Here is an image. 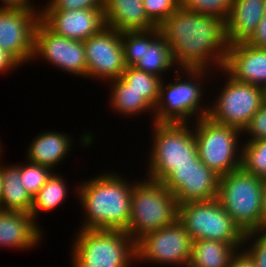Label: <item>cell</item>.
Listing matches in <instances>:
<instances>
[{"label":"cell","mask_w":266,"mask_h":267,"mask_svg":"<svg viewBox=\"0 0 266 267\" xmlns=\"http://www.w3.org/2000/svg\"><path fill=\"white\" fill-rule=\"evenodd\" d=\"M229 267H256L254 261L251 257L245 252H237L231 260Z\"/></svg>","instance_id":"8d00e7d4"},{"label":"cell","mask_w":266,"mask_h":267,"mask_svg":"<svg viewBox=\"0 0 266 267\" xmlns=\"http://www.w3.org/2000/svg\"><path fill=\"white\" fill-rule=\"evenodd\" d=\"M251 135L249 141L265 140L266 139V104L263 103L260 109L252 116L246 128L242 133Z\"/></svg>","instance_id":"836d02e7"},{"label":"cell","mask_w":266,"mask_h":267,"mask_svg":"<svg viewBox=\"0 0 266 267\" xmlns=\"http://www.w3.org/2000/svg\"><path fill=\"white\" fill-rule=\"evenodd\" d=\"M30 213L0 210V247L28 249L41 241L42 232Z\"/></svg>","instance_id":"d6986e66"},{"label":"cell","mask_w":266,"mask_h":267,"mask_svg":"<svg viewBox=\"0 0 266 267\" xmlns=\"http://www.w3.org/2000/svg\"><path fill=\"white\" fill-rule=\"evenodd\" d=\"M40 20L55 34L79 41L106 27L104 9L41 11Z\"/></svg>","instance_id":"e0dca14e"},{"label":"cell","mask_w":266,"mask_h":267,"mask_svg":"<svg viewBox=\"0 0 266 267\" xmlns=\"http://www.w3.org/2000/svg\"><path fill=\"white\" fill-rule=\"evenodd\" d=\"M152 152L147 178L161 181L171 170L192 165L198 157L196 140L188 123L153 122Z\"/></svg>","instance_id":"8992f818"},{"label":"cell","mask_w":266,"mask_h":267,"mask_svg":"<svg viewBox=\"0 0 266 267\" xmlns=\"http://www.w3.org/2000/svg\"><path fill=\"white\" fill-rule=\"evenodd\" d=\"M21 64L7 51L0 48V73L17 68Z\"/></svg>","instance_id":"d590c367"},{"label":"cell","mask_w":266,"mask_h":267,"mask_svg":"<svg viewBox=\"0 0 266 267\" xmlns=\"http://www.w3.org/2000/svg\"><path fill=\"white\" fill-rule=\"evenodd\" d=\"M126 67L150 73L161 78L162 73L175 64L172 51L159 27L149 31L121 33Z\"/></svg>","instance_id":"8fae6325"},{"label":"cell","mask_w":266,"mask_h":267,"mask_svg":"<svg viewBox=\"0 0 266 267\" xmlns=\"http://www.w3.org/2000/svg\"><path fill=\"white\" fill-rule=\"evenodd\" d=\"M265 15V0H233L225 22L228 45L248 43Z\"/></svg>","instance_id":"ffe728a7"},{"label":"cell","mask_w":266,"mask_h":267,"mask_svg":"<svg viewBox=\"0 0 266 267\" xmlns=\"http://www.w3.org/2000/svg\"><path fill=\"white\" fill-rule=\"evenodd\" d=\"M159 29L180 69L208 70V66L214 63L217 69H223L228 43L225 21L221 18L180 6Z\"/></svg>","instance_id":"6da1fadb"},{"label":"cell","mask_w":266,"mask_h":267,"mask_svg":"<svg viewBox=\"0 0 266 267\" xmlns=\"http://www.w3.org/2000/svg\"><path fill=\"white\" fill-rule=\"evenodd\" d=\"M112 81L111 106L120 114L126 116L139 115L141 112H148L153 109L141 98V95L135 92L130 86L121 78ZM148 110V111H147Z\"/></svg>","instance_id":"d4e9b609"},{"label":"cell","mask_w":266,"mask_h":267,"mask_svg":"<svg viewBox=\"0 0 266 267\" xmlns=\"http://www.w3.org/2000/svg\"><path fill=\"white\" fill-rule=\"evenodd\" d=\"M196 121L197 127L193 132L201 161L218 176L240 169L242 151L238 137L241 131L216 123L208 116Z\"/></svg>","instance_id":"9c48e42d"},{"label":"cell","mask_w":266,"mask_h":267,"mask_svg":"<svg viewBox=\"0 0 266 267\" xmlns=\"http://www.w3.org/2000/svg\"><path fill=\"white\" fill-rule=\"evenodd\" d=\"M148 179V180H147ZM134 183L130 220L126 232L137 243L142 237L178 218L177 200L160 181L147 178Z\"/></svg>","instance_id":"3957f363"},{"label":"cell","mask_w":266,"mask_h":267,"mask_svg":"<svg viewBox=\"0 0 266 267\" xmlns=\"http://www.w3.org/2000/svg\"><path fill=\"white\" fill-rule=\"evenodd\" d=\"M248 44L257 48H266V15L257 25L256 32Z\"/></svg>","instance_id":"e575fe53"},{"label":"cell","mask_w":266,"mask_h":267,"mask_svg":"<svg viewBox=\"0 0 266 267\" xmlns=\"http://www.w3.org/2000/svg\"><path fill=\"white\" fill-rule=\"evenodd\" d=\"M261 230L266 231V178H263V202L261 214Z\"/></svg>","instance_id":"f35d334b"},{"label":"cell","mask_w":266,"mask_h":267,"mask_svg":"<svg viewBox=\"0 0 266 267\" xmlns=\"http://www.w3.org/2000/svg\"><path fill=\"white\" fill-rule=\"evenodd\" d=\"M38 55L70 74L86 77L87 63L83 41L57 35L41 20L35 28L32 59Z\"/></svg>","instance_id":"9a60e30c"},{"label":"cell","mask_w":266,"mask_h":267,"mask_svg":"<svg viewBox=\"0 0 266 267\" xmlns=\"http://www.w3.org/2000/svg\"><path fill=\"white\" fill-rule=\"evenodd\" d=\"M40 11L0 8V48L21 65L32 60L34 36Z\"/></svg>","instance_id":"2e32d148"},{"label":"cell","mask_w":266,"mask_h":267,"mask_svg":"<svg viewBox=\"0 0 266 267\" xmlns=\"http://www.w3.org/2000/svg\"><path fill=\"white\" fill-rule=\"evenodd\" d=\"M254 237L258 238L252 241L251 239ZM247 240H251L252 243H246ZM244 243L246 245L250 244V247H247L244 251L251 257L256 267H266V231L257 230L246 233Z\"/></svg>","instance_id":"1f68e13d"},{"label":"cell","mask_w":266,"mask_h":267,"mask_svg":"<svg viewBox=\"0 0 266 267\" xmlns=\"http://www.w3.org/2000/svg\"><path fill=\"white\" fill-rule=\"evenodd\" d=\"M28 148V162L39 164L52 169L68 154L71 150V139L68 134L58 132H42L32 140ZM65 156V157H64Z\"/></svg>","instance_id":"7402d4cb"},{"label":"cell","mask_w":266,"mask_h":267,"mask_svg":"<svg viewBox=\"0 0 266 267\" xmlns=\"http://www.w3.org/2000/svg\"><path fill=\"white\" fill-rule=\"evenodd\" d=\"M177 220L196 239L244 244L245 234L222 207L217 198L178 205Z\"/></svg>","instance_id":"ba28073f"},{"label":"cell","mask_w":266,"mask_h":267,"mask_svg":"<svg viewBox=\"0 0 266 267\" xmlns=\"http://www.w3.org/2000/svg\"><path fill=\"white\" fill-rule=\"evenodd\" d=\"M224 86L207 116L242 132L263 104L262 87L236 81L230 76Z\"/></svg>","instance_id":"30bf717a"},{"label":"cell","mask_w":266,"mask_h":267,"mask_svg":"<svg viewBox=\"0 0 266 267\" xmlns=\"http://www.w3.org/2000/svg\"><path fill=\"white\" fill-rule=\"evenodd\" d=\"M105 0H50L41 11H69L80 9H104Z\"/></svg>","instance_id":"d6a6232c"},{"label":"cell","mask_w":266,"mask_h":267,"mask_svg":"<svg viewBox=\"0 0 266 267\" xmlns=\"http://www.w3.org/2000/svg\"><path fill=\"white\" fill-rule=\"evenodd\" d=\"M263 90V103L266 104V85L262 88Z\"/></svg>","instance_id":"ab89813d"},{"label":"cell","mask_w":266,"mask_h":267,"mask_svg":"<svg viewBox=\"0 0 266 267\" xmlns=\"http://www.w3.org/2000/svg\"><path fill=\"white\" fill-rule=\"evenodd\" d=\"M245 244H229L221 241L196 239L188 267H229L232 257Z\"/></svg>","instance_id":"603a6c76"},{"label":"cell","mask_w":266,"mask_h":267,"mask_svg":"<svg viewBox=\"0 0 266 267\" xmlns=\"http://www.w3.org/2000/svg\"><path fill=\"white\" fill-rule=\"evenodd\" d=\"M87 63L86 77L111 82L126 68L121 33L109 27L83 41Z\"/></svg>","instance_id":"5bb4252c"},{"label":"cell","mask_w":266,"mask_h":267,"mask_svg":"<svg viewBox=\"0 0 266 267\" xmlns=\"http://www.w3.org/2000/svg\"><path fill=\"white\" fill-rule=\"evenodd\" d=\"M121 78L141 95V98L154 110L158 101L159 88L162 78L138 70L135 67H126Z\"/></svg>","instance_id":"4316f807"},{"label":"cell","mask_w":266,"mask_h":267,"mask_svg":"<svg viewBox=\"0 0 266 267\" xmlns=\"http://www.w3.org/2000/svg\"><path fill=\"white\" fill-rule=\"evenodd\" d=\"M1 186H2V169L0 166V195H1Z\"/></svg>","instance_id":"60d3db41"},{"label":"cell","mask_w":266,"mask_h":267,"mask_svg":"<svg viewBox=\"0 0 266 267\" xmlns=\"http://www.w3.org/2000/svg\"><path fill=\"white\" fill-rule=\"evenodd\" d=\"M178 71H176L175 83L170 82L166 86L163 85V80L161 81L158 101L153 111V114L155 113L153 121L156 123H190L189 119L197 112L196 120L208 115L210 107L203 108L200 103L203 93L200 83L203 76L207 75V69L181 68L183 73H188L186 81L181 80L182 77Z\"/></svg>","instance_id":"52a82bcc"},{"label":"cell","mask_w":266,"mask_h":267,"mask_svg":"<svg viewBox=\"0 0 266 267\" xmlns=\"http://www.w3.org/2000/svg\"><path fill=\"white\" fill-rule=\"evenodd\" d=\"M73 242V267H130L136 261V243L124 230L80 229Z\"/></svg>","instance_id":"277c9868"},{"label":"cell","mask_w":266,"mask_h":267,"mask_svg":"<svg viewBox=\"0 0 266 267\" xmlns=\"http://www.w3.org/2000/svg\"><path fill=\"white\" fill-rule=\"evenodd\" d=\"M117 175L104 173L78 187V198L86 212L80 229L126 231L134 184H128L126 179Z\"/></svg>","instance_id":"7a4b0ae2"},{"label":"cell","mask_w":266,"mask_h":267,"mask_svg":"<svg viewBox=\"0 0 266 267\" xmlns=\"http://www.w3.org/2000/svg\"><path fill=\"white\" fill-rule=\"evenodd\" d=\"M2 186L0 195V210L23 211L30 213L33 198L22 185L20 164L1 166Z\"/></svg>","instance_id":"cb8c5ba5"},{"label":"cell","mask_w":266,"mask_h":267,"mask_svg":"<svg viewBox=\"0 0 266 267\" xmlns=\"http://www.w3.org/2000/svg\"><path fill=\"white\" fill-rule=\"evenodd\" d=\"M2 5L0 8H9V9H23V10H35L36 6L33 8V3L31 5L30 0H1Z\"/></svg>","instance_id":"74e56055"},{"label":"cell","mask_w":266,"mask_h":267,"mask_svg":"<svg viewBox=\"0 0 266 267\" xmlns=\"http://www.w3.org/2000/svg\"><path fill=\"white\" fill-rule=\"evenodd\" d=\"M52 169L28 162L24 166L20 165V176L22 185L25 187L26 191L33 198L37 192L46 184L48 179L51 177L53 172Z\"/></svg>","instance_id":"f546056e"},{"label":"cell","mask_w":266,"mask_h":267,"mask_svg":"<svg viewBox=\"0 0 266 267\" xmlns=\"http://www.w3.org/2000/svg\"><path fill=\"white\" fill-rule=\"evenodd\" d=\"M180 6L195 13L216 16L226 22L233 0H180Z\"/></svg>","instance_id":"f1b7e54d"},{"label":"cell","mask_w":266,"mask_h":267,"mask_svg":"<svg viewBox=\"0 0 266 267\" xmlns=\"http://www.w3.org/2000/svg\"><path fill=\"white\" fill-rule=\"evenodd\" d=\"M219 178L197 157L192 165L172 168L160 182L174 194L177 204L181 205L217 198Z\"/></svg>","instance_id":"4fadbf2b"},{"label":"cell","mask_w":266,"mask_h":267,"mask_svg":"<svg viewBox=\"0 0 266 267\" xmlns=\"http://www.w3.org/2000/svg\"><path fill=\"white\" fill-rule=\"evenodd\" d=\"M217 199L244 234L261 230L263 178L242 168L222 175Z\"/></svg>","instance_id":"5b68a950"},{"label":"cell","mask_w":266,"mask_h":267,"mask_svg":"<svg viewBox=\"0 0 266 267\" xmlns=\"http://www.w3.org/2000/svg\"><path fill=\"white\" fill-rule=\"evenodd\" d=\"M143 0H105L106 27L120 33L149 31L157 26L147 17Z\"/></svg>","instance_id":"44dd1931"},{"label":"cell","mask_w":266,"mask_h":267,"mask_svg":"<svg viewBox=\"0 0 266 267\" xmlns=\"http://www.w3.org/2000/svg\"><path fill=\"white\" fill-rule=\"evenodd\" d=\"M147 17L159 27L179 7L180 0H143Z\"/></svg>","instance_id":"4dcf8cb0"},{"label":"cell","mask_w":266,"mask_h":267,"mask_svg":"<svg viewBox=\"0 0 266 267\" xmlns=\"http://www.w3.org/2000/svg\"><path fill=\"white\" fill-rule=\"evenodd\" d=\"M60 175L53 173L46 184L33 197L30 214L36 220L40 211H51L63 203L67 196V185Z\"/></svg>","instance_id":"484cf974"},{"label":"cell","mask_w":266,"mask_h":267,"mask_svg":"<svg viewBox=\"0 0 266 267\" xmlns=\"http://www.w3.org/2000/svg\"><path fill=\"white\" fill-rule=\"evenodd\" d=\"M193 239L176 220L173 224L150 232L136 243V260L188 267Z\"/></svg>","instance_id":"7c38bea8"},{"label":"cell","mask_w":266,"mask_h":267,"mask_svg":"<svg viewBox=\"0 0 266 267\" xmlns=\"http://www.w3.org/2000/svg\"><path fill=\"white\" fill-rule=\"evenodd\" d=\"M241 151V168L247 173L266 178V139L245 142Z\"/></svg>","instance_id":"83f0119b"},{"label":"cell","mask_w":266,"mask_h":267,"mask_svg":"<svg viewBox=\"0 0 266 267\" xmlns=\"http://www.w3.org/2000/svg\"><path fill=\"white\" fill-rule=\"evenodd\" d=\"M236 81L258 87L266 85V48H257L248 43L228 45L223 69Z\"/></svg>","instance_id":"ac0fdd59"}]
</instances>
